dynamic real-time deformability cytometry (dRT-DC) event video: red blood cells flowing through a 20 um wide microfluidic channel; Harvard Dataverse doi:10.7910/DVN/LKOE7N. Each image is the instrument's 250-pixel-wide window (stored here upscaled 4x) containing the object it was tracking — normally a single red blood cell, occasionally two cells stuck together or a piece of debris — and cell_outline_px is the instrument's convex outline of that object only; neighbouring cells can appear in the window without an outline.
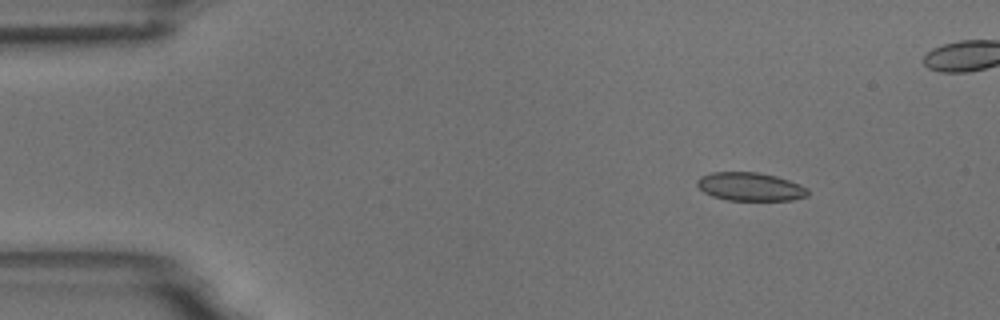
{"species": "common noctule bat (a hibernating species)", "species_latin": "Nyctalus noctula", "temperature_condition": "room temperature", "stored_images_in_passage": 5, "camera_frame_rate_fps": 3000, "um_per_image_px": 0.085, "animal": {"sex": "male", "body_mass_g": 18.8}, "frame": {"image": 1, "passage_image": 1, "time_ms": 0.0, "image_size_px": [1000, 320], "cell_outline_px": [[808, 196], [792, 200], [728, 200], [712, 196], [704, 192], [696, 184], [696, 180], [700, 176], [712, 172], [760, 172], [776, 176], [788, 180], [808, 188]], "centroid_in_image_um": [63.75, 15.86], "position_along_channel_um": 21.2, "area_um2": 18.32}}